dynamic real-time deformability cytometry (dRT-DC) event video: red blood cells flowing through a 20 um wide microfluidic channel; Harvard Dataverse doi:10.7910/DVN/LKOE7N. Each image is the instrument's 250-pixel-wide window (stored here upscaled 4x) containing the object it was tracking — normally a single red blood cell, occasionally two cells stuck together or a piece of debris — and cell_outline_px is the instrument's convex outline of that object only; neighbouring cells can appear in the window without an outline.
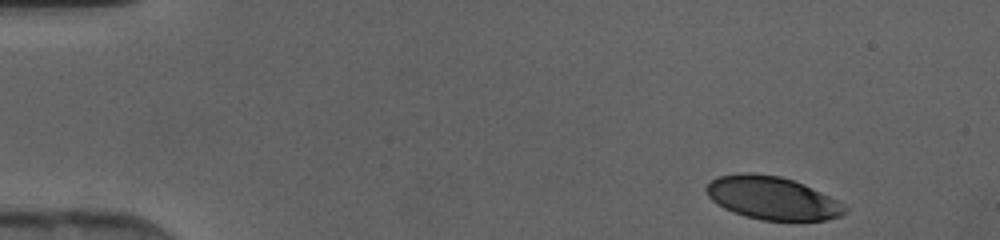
{"species": "human", "species_latin": "Homo sapiens", "temperature_condition": "cold", "stored_images_in_passage": 42, "camera_frame_rate_fps": 3000, "um_per_image_px": 0.085, "donor": {"sex": "female"}, "frame": {"image": 1, "passage_image": 1, "time_ms": 0.0, "image_size_px": [1000, 240], "cell_outline_px": [[848, 208], [840, 216], [824, 220], [760, 220], [724, 208], [716, 204], [708, 196], [704, 188], [716, 176], [740, 172], [752, 172], [780, 176], [804, 184], [836, 200]], "centroid_in_image_um": [65.59, 16.81], "position_along_channel_um": 19.4, "area_um2": 34.51}}
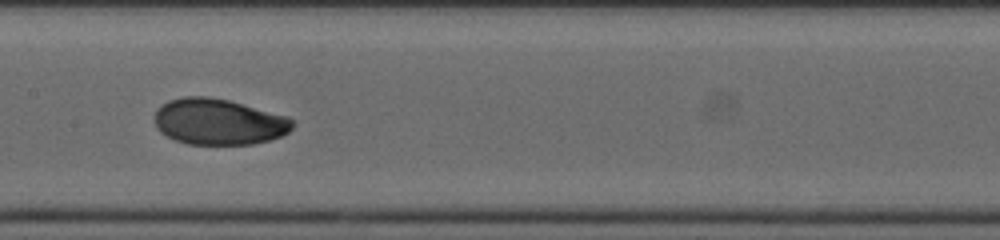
{"frame": {"image": 2, "passage_image": 20, "time_ms": 6.333, "image_size_px": [1000, 240], "cell_outline_px": [[296, 124], [288, 132], [280, 136], [268, 140], [252, 144], [188, 144], [176, 140], [160, 132], [156, 128], [156, 112], [168, 100], [184, 96], [208, 96], [228, 100], [288, 116]], "centroid_in_image_um": [18.61, 10.34], "position_along_channel_um": 188.8, "area_um2": 36.82}}
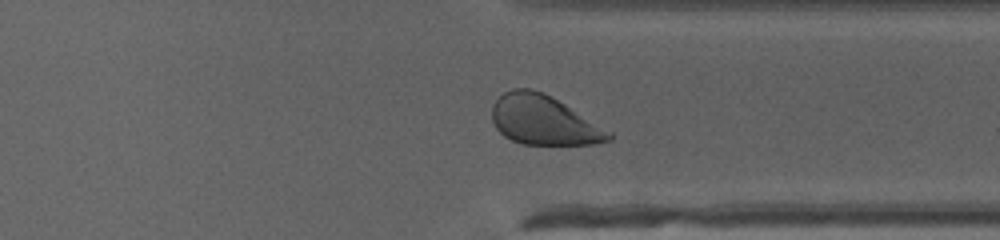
{"frame": {"image": 3, "passage_image": 32, "time_ms": 10.333, "image_size_px": [1000, 240], "cell_outline_px": [[612, 140], [596, 144], [520, 144], [504, 136], [496, 128], [492, 120], [492, 104], [504, 92], [512, 88], [532, 88], [564, 104], [612, 132]], "centroid_in_image_um": [46.19, 10.23], "position_along_channel_um": 365.2, "area_um2": 33.35}}